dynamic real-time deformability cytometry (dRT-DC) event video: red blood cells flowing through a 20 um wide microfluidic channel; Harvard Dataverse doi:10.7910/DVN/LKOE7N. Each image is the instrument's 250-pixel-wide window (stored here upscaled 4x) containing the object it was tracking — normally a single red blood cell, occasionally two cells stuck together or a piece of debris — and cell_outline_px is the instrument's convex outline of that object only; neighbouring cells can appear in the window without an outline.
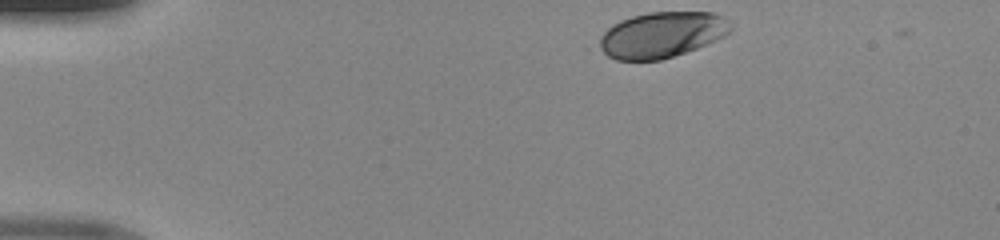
{"species": "human", "species_latin": "Homo sapiens", "temperature_condition": "room temperature", "stored_images_in_passage": 34, "camera_frame_rate_fps": 3000, "um_per_image_px": 0.085, "donor": {"sex": "male"}, "frame": {"image": 1, "passage_image": 1, "time_ms": 0.0, "image_size_px": [1000, 240], "cell_outline_px": [[732, 28], [724, 36], [696, 48], [660, 60], [616, 60], [608, 56], [596, 48], [596, 44], [600, 36], [612, 24], [620, 20], [632, 16], [648, 12], [716, 12], [732, 24]], "centroid_in_image_um": [56.19, 2.95], "position_along_channel_um": 28.8, "area_um2": 35.14}}
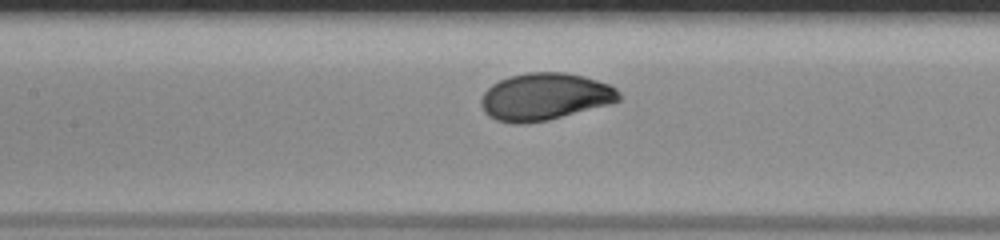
{"frame": {"image": 2, "passage_image": 16, "time_ms": 5.0, "image_size_px": [1000, 240], "cell_outline_px": [[620, 100], [608, 104], [548, 120], [524, 124], [512, 124], [496, 120], [488, 116], [484, 112], [480, 104], [480, 100], [484, 92], [492, 84], [500, 80], [512, 76], [528, 72], [564, 72], [584, 76], [608, 84], [616, 88], [620, 92]], "centroid_in_image_um": [46.28, 8.22], "position_along_channel_um": 161.1, "area_um2": 37.86}}
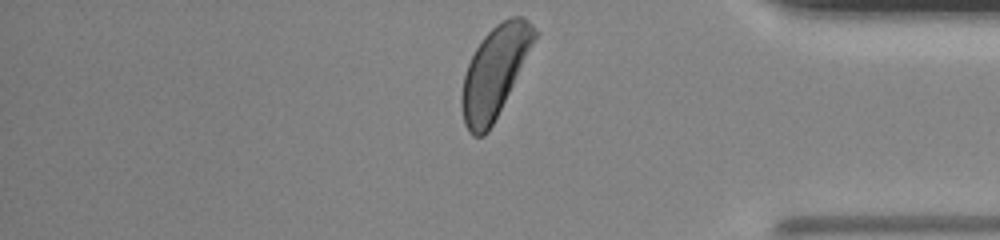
{"frame": {"image": 3, "passage_image": 34, "time_ms": 11.0, "image_size_px": [1000, 240], "cell_outline_px": [[540, 32], [488, 132], [484, 136], [472, 136], [468, 132], [464, 124], [460, 104], [460, 96], [464, 76], [468, 64], [476, 48], [484, 36], [496, 24], [508, 16], [524, 16]], "centroid_in_image_um": [42.04, 6.09], "position_along_channel_um": 393.2, "area_um2": 38.21}}